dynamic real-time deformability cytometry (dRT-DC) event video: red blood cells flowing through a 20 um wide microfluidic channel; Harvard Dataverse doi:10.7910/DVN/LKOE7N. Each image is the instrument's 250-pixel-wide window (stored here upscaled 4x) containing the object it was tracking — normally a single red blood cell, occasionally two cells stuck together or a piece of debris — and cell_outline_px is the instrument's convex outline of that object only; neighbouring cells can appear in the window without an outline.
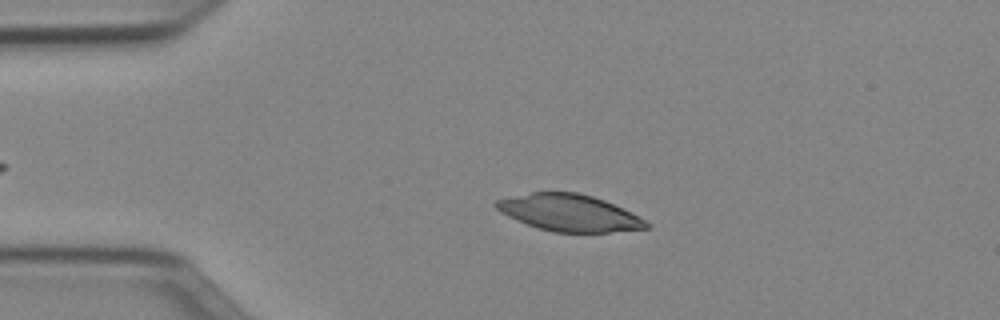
{"species": "Egyptian fruit bat (a non-hibernating species)", "species_latin": "Rousettus aegyptiacus", "temperature_condition": "cold", "stored_images_in_passage": 42, "camera_frame_rate_fps": 3000, "um_per_image_px": 0.085, "animal": {"sex": "female"}, "frame": {"image": 1, "passage_image": 8, "time_ms": 2.333, "image_size_px": [1000, 320], "cell_outline_px": [[652, 224], [648, 228], [608, 232], [552, 232], [516, 220], [500, 212], [492, 204], [496, 200], [532, 192], [576, 192], [592, 196], [604, 200], [632, 212]], "centroid_in_image_um": [48.39, 18.09], "position_along_channel_um": 36.6, "area_um2": 32.02}}
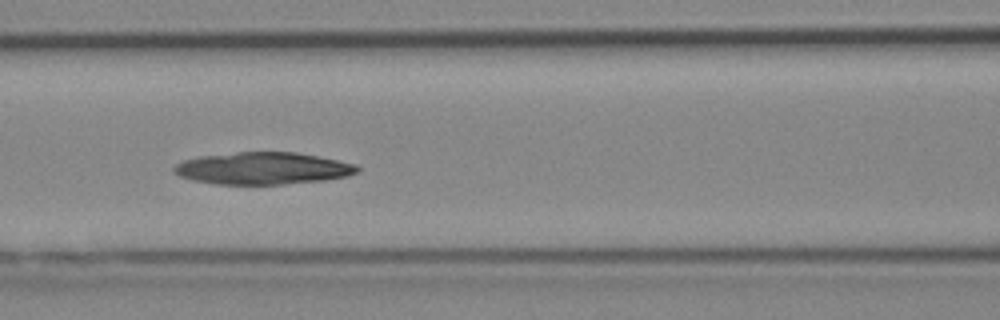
{"frame": {"image": 2, "passage_image": 19, "time_ms": 6.0, "image_size_px": [1000, 320], "cell_outline_px": [[360, 172], [348, 176], [324, 180], [284, 184], [216, 184], [192, 180], [180, 176], [172, 172], [172, 168], [176, 164], [184, 160], [200, 156], [236, 152], [296, 152], [356, 164], [360, 168]], "centroid_in_image_um": [22.33, 14.31], "position_along_channel_um": 144.3, "area_um2": 34.33}}
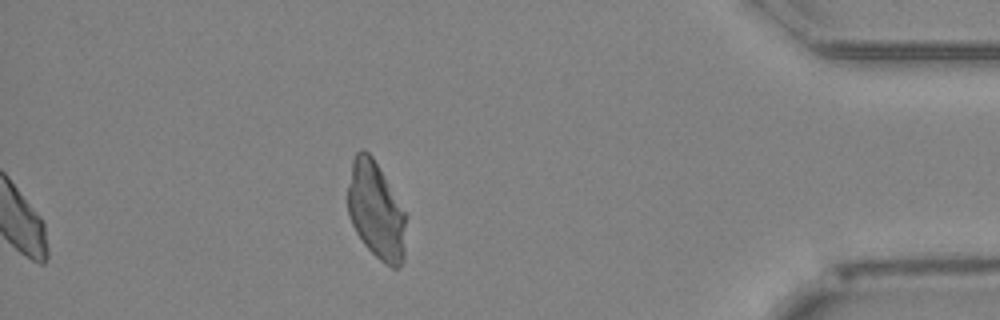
{"frame": {"image": 3, "passage_image": 42, "time_ms": 13.667, "image_size_px": [1000, 320], "cell_outline_px": [[408, 216], [404, 260], [400, 268], [392, 268], [384, 264], [364, 244], [356, 232], [348, 216], [348, 184], [352, 160], [356, 152], [364, 148], [372, 156]], "centroid_in_image_um": [32.0, 17.94], "position_along_channel_um": 403.2, "area_um2": 33.47}}